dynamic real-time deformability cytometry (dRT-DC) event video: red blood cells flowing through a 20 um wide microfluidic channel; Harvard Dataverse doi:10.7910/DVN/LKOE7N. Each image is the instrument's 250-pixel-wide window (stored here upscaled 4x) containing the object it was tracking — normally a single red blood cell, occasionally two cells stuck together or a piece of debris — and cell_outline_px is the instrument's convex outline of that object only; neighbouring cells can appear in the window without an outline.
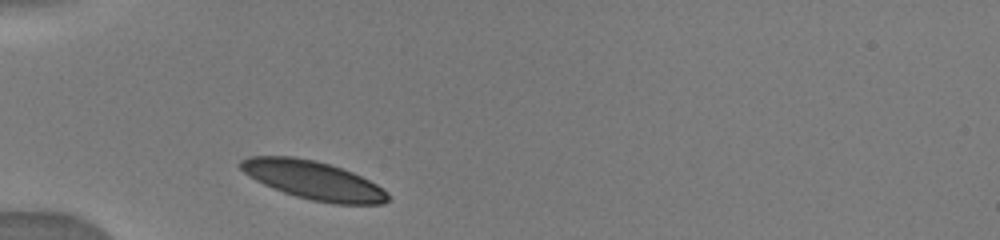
{"species": "human", "species_latin": "Homo sapiens", "temperature_condition": "warm", "stored_images_in_passage": 2, "camera_frame_rate_fps": 3000, "um_per_image_px": 0.085, "donor": {"sex": "male"}, "frame": {"image": 1, "passage_image": 1, "time_ms": 0.0, "image_size_px": [1000, 240], "cell_outline_px": [[388, 200], [384, 204], [332, 204], [312, 200], [296, 196], [272, 188], [248, 176], [240, 168], [240, 160], [248, 156], [292, 156], [316, 160], [352, 172], [376, 184], [388, 192]], "centroid_in_image_um": [26.62, 15.32], "position_along_channel_um": 58.4, "area_um2": 32.89}}